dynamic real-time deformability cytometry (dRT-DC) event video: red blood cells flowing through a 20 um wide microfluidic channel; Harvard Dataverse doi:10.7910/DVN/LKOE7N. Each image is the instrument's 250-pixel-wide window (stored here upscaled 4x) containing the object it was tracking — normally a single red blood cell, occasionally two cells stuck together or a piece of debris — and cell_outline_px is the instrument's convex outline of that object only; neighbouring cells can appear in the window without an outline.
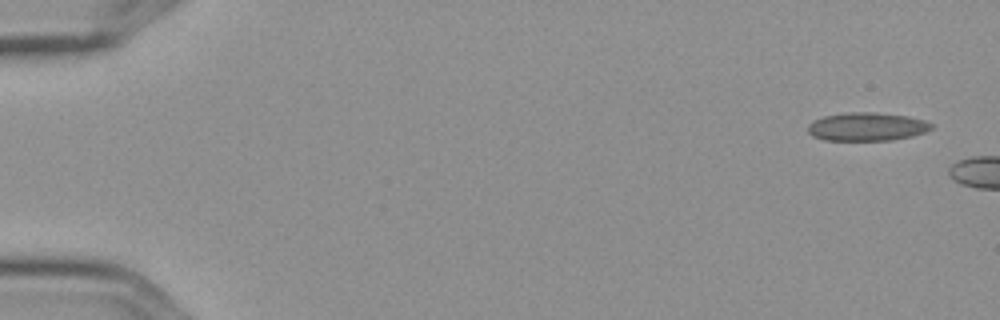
{"species": "Egyptian fruit bat (a non-hibernating species)", "species_latin": "Rousettus aegyptiacus", "temperature_condition": "cold", "stored_images_in_passage": 4, "camera_frame_rate_fps": 3000, "um_per_image_px": 0.085, "frame": {"image": 1, "passage_image": 1, "time_ms": 0.0, "image_size_px": [1000, 320], "cell_outline_px": [[932, 128], [924, 132], [912, 136], [892, 140], [824, 140], [812, 136], [808, 132], [808, 124], [812, 120], [824, 116], [848, 112], [876, 112], [908, 116], [924, 120], [932, 124]], "centroid_in_image_um": [73.66, 10.76], "position_along_channel_um": 11.3, "area_um2": 20.46}}